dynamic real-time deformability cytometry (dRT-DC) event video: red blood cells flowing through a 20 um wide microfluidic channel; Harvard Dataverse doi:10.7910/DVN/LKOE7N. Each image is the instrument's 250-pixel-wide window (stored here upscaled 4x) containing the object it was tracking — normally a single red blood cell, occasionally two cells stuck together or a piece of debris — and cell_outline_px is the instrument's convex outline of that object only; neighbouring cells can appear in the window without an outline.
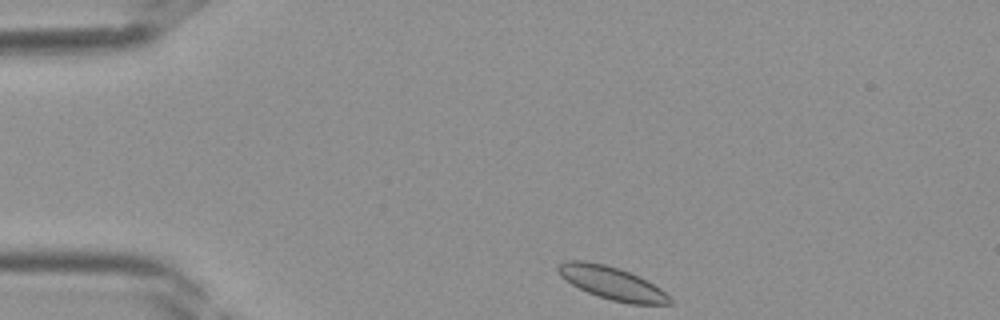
{"species": "Egyptian fruit bat (a non-hibernating species)", "species_latin": "Rousettus aegyptiacus", "temperature_condition": "room temperature", "stored_images_in_passage": 33, "camera_frame_rate_fps": 3000, "um_per_image_px": 0.085, "frame": {"image": 1, "passage_image": 1, "time_ms": 0.0, "image_size_px": [1000, 320], "cell_outline_px": [[672, 304], [628, 304], [612, 300], [588, 292], [572, 284], [560, 276], [556, 268], [560, 264], [568, 260], [584, 260], [604, 264], [620, 268], [640, 276], [648, 280], [660, 288], [672, 300]], "centroid_in_image_um": [52.03, 24.05], "position_along_channel_um": 33.0, "area_um2": 21.33}}
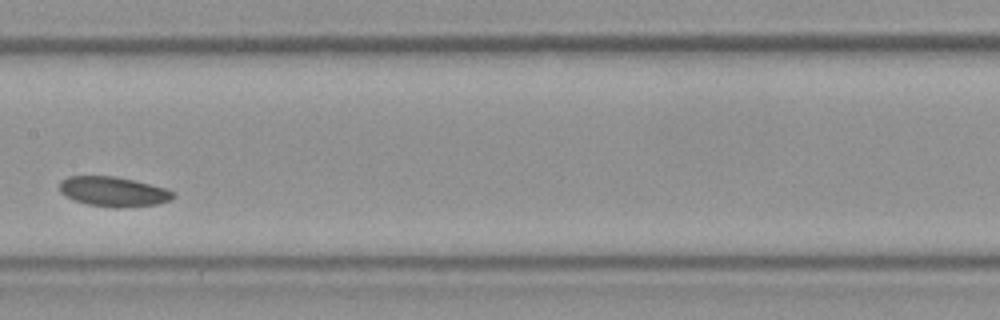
{"frame": {"image": 2, "passage_image": 14, "time_ms": 4.333, "image_size_px": [1000, 320], "cell_outline_px": [[176, 196], [172, 200], [156, 204], [116, 208], [88, 204], [76, 200], [60, 192], [60, 180], [68, 176], [116, 176], [164, 188], [172, 192]], "centroid_in_image_um": [9.63, 16.28], "position_along_channel_um": 197.8, "area_um2": 19.42}}
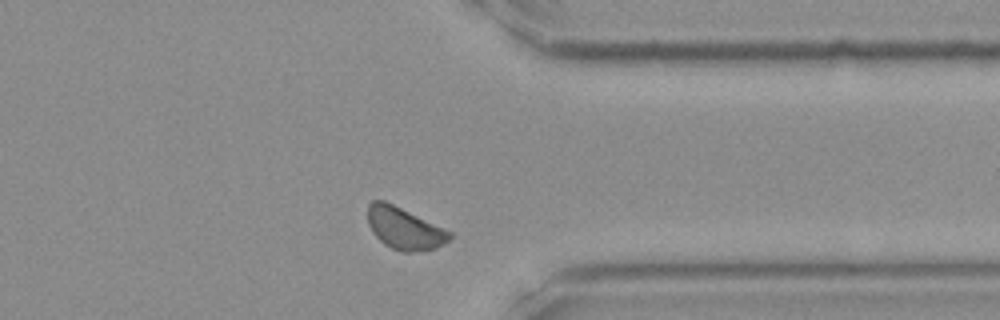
{"frame": {"image": 3, "passage_image": 25, "time_ms": 8.0, "image_size_px": [1000, 320], "cell_outline_px": [[452, 236], [448, 240], [436, 248], [420, 252], [404, 252], [392, 248], [384, 244], [372, 232], [368, 224], [368, 204], [372, 200], [384, 200], [452, 232]], "centroid_in_image_um": [34.36, 19.42], "position_along_channel_um": 377.0, "area_um2": 19.88}}